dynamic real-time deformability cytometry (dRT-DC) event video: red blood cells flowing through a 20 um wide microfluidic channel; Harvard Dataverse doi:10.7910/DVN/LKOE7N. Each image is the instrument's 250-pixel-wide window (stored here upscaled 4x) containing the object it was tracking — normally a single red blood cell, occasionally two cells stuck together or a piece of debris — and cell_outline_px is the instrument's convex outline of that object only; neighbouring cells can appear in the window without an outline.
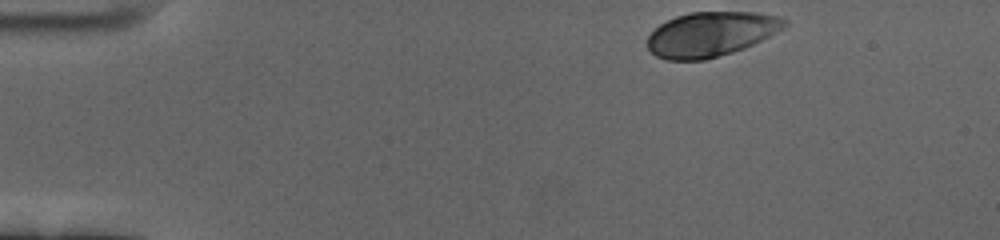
{"species": "human", "species_latin": "Homo sapiens", "temperature_condition": "cold", "stored_images_in_passage": 52, "camera_frame_rate_fps": 3000, "um_per_image_px": 0.085, "donor": {"sex": "female"}, "frame": {"image": 1, "passage_image": 1, "time_ms": 0.0, "image_size_px": [1000, 240], "cell_outline_px": [[788, 24], [784, 28], [744, 48], [732, 52], [704, 60], [668, 60], [656, 56], [648, 48], [648, 36], [660, 24], [676, 16], [692, 12], [756, 12], [780, 16], [788, 20]], "centroid_in_image_um": [60.45, 2.89], "position_along_channel_um": 24.6, "area_um2": 35.49}}
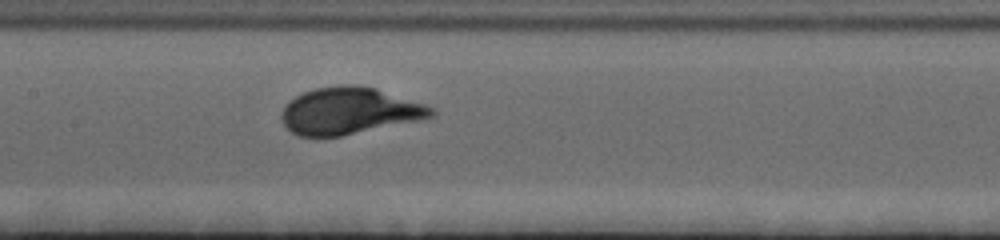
{"frame": {"image": 2, "passage_image": 22, "time_ms": 7.0, "image_size_px": [1000, 240], "cell_outline_px": [[436, 116], [340, 136], [300, 136], [292, 132], [280, 120], [280, 116], [284, 108], [296, 96], [304, 92], [316, 88], [344, 84], [352, 84], [376, 88], [436, 108]], "centroid_in_image_um": [29.7, 9.42], "position_along_channel_um": 177.7, "area_um2": 40.4}}
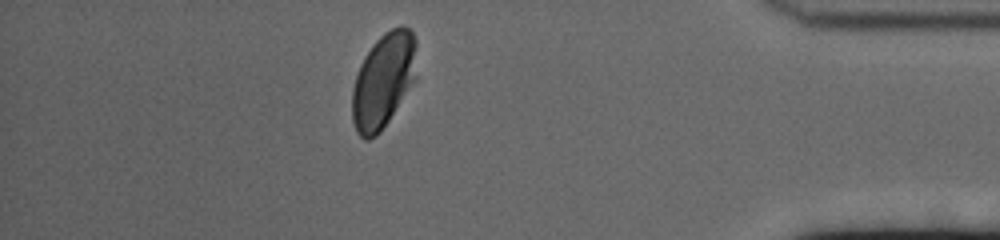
{"frame": {"image": 3, "passage_image": 45, "time_ms": 14.667, "image_size_px": [1000, 240], "cell_outline_px": [[416, 80], [380, 132], [376, 136], [368, 140], [364, 140], [356, 132], [352, 120], [352, 88], [360, 64], [364, 56], [372, 44], [384, 32], [400, 24], [404, 24], [412, 32], [416, 40]], "centroid_in_image_um": [32.59, 6.83], "position_along_channel_um": 402.6, "area_um2": 36.07}, "authors_computed_cell_mechanics": {"area_um2": 38.9283, "velocity_mm_per_s": 3.3956, "shape_relaxation_time_tau1_ms": 2.7167, "shape_relaxation_time_tau2_ms": null, "deformation_change_tau1": 0.15, "deformation_change_tau2": null}}